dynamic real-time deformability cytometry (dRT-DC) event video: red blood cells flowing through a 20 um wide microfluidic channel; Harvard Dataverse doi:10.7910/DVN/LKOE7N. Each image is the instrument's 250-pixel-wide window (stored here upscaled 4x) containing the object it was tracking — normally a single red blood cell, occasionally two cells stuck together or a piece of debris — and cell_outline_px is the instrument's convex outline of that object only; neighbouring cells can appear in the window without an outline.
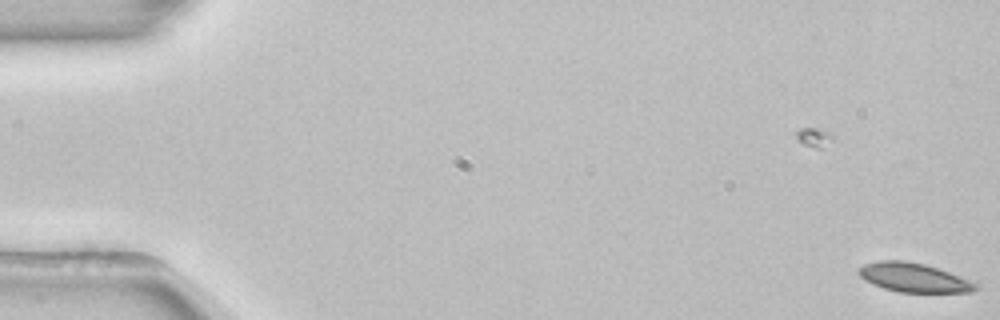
{"species": "common noctule bat (a hibernating species)", "species_latin": "Nyctalus noctula", "temperature_condition": "room temperature", "stored_images_in_passage": 4, "camera_frame_rate_fps": 3000, "um_per_image_px": 0.085, "animal": {"sex": "female", "body_mass_g": 22.7, "forearm_length_mm": 54.2}, "frame": {"image": 1, "passage_image": 4, "time_ms": 1.0, "image_size_px": [1000, 320], "cell_outline_px": [[980, 288], [972, 292], [900, 292], [884, 288], [872, 284], [864, 280], [856, 272], [864, 264], [880, 260], [904, 260], [924, 264], [948, 272], [980, 284]], "centroid_in_image_um": [77.67, 23.6], "position_along_channel_um": 7.3, "area_um2": 19.77}}